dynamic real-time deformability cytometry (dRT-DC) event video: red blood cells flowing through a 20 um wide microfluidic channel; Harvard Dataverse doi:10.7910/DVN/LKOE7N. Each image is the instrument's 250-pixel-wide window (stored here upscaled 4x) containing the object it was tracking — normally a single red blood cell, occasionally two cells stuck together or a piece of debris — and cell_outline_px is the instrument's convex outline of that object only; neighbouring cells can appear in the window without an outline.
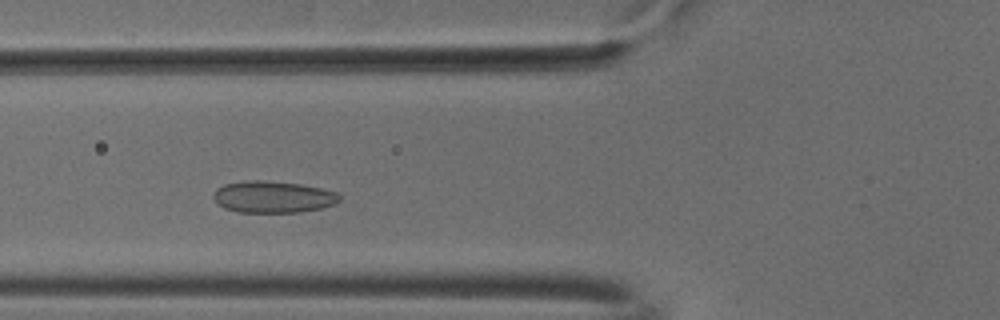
{"species": "common noctule bat (a hibernating species)", "species_latin": "Nyctalus noctula", "temperature_condition": "cold", "stored_images_in_passage": 47, "camera_frame_rate_fps": 3000, "um_per_image_px": 0.085, "animal": {"sex": "male", "body_mass_g": 18.8}, "frame": {"image": 1, "passage_image": 13, "time_ms": 4.0, "image_size_px": [1000, 320], "cell_outline_px": [[340, 200], [336, 204], [320, 208], [300, 212], [236, 212], [224, 208], [212, 196], [216, 188], [224, 184], [248, 180], [260, 180], [300, 184], [320, 188], [336, 192], [340, 196]], "centroid_in_image_um": [23.2, 16.74], "position_along_channel_um": 102.6, "area_um2": 23.24}}
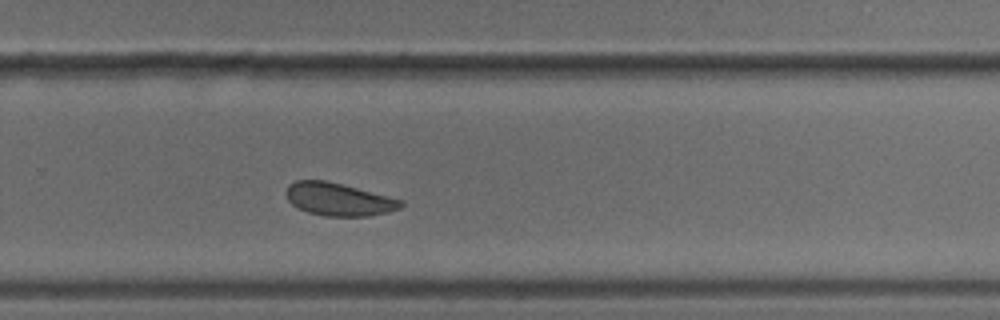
{"frame": {"image": 2, "passage_image": 29, "time_ms": 9.333, "image_size_px": [1000, 320], "cell_outline_px": [[404, 204], [400, 208], [388, 212], [368, 216], [324, 216], [308, 212], [296, 208], [288, 200], [284, 192], [288, 184], [296, 180], [328, 180], [404, 200]], "centroid_in_image_um": [28.76, 16.93], "position_along_channel_um": 301.0, "area_um2": 22.25}}
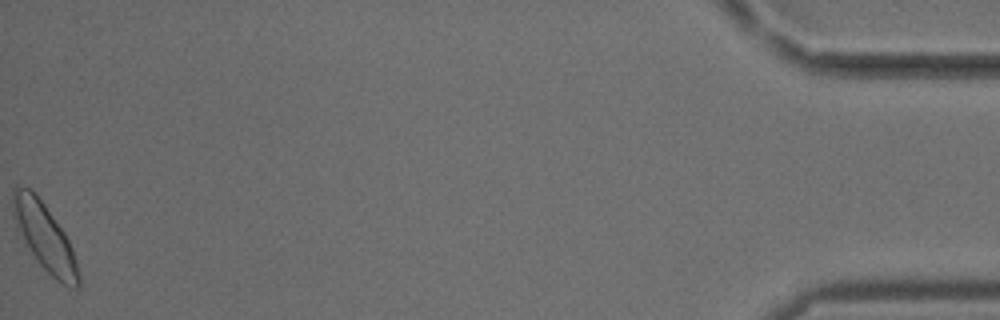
{"frame": {"image": 3, "passage_image": 47, "time_ms": 15.333, "image_size_px": [1000, 320], "cell_outline_px": [[80, 288], [72, 288], [56, 280], [36, 260], [24, 240], [12, 216], [12, 192], [16, 184], [28, 188], [36, 192], [64, 232], [72, 248], [76, 260], [80, 276]], "centroid_in_image_um": [3.79, 20.12], "position_along_channel_um": 431.4, "area_um2": 25.55}, "authors_computed_cell_mechanics": {"area_um2": 22.831, "velocity_mm_per_s": 3.7213, "shape_relaxation_time_tau1_ms": null, "shape_relaxation_time_tau2_ms": 2.2405, "deformation_change_tau1": null, "deformation_change_tau2": 0.0654}}